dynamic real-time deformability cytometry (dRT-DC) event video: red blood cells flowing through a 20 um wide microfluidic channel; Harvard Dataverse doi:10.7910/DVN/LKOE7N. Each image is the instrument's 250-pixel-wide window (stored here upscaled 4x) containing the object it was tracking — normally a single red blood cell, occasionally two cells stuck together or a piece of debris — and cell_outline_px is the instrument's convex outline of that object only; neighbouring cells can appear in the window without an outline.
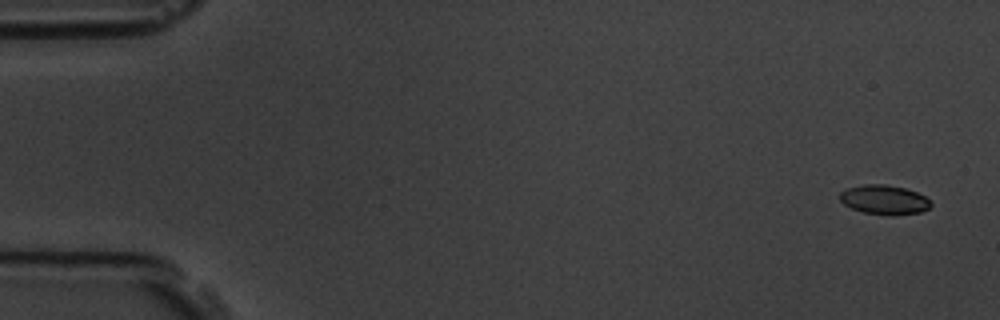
{"species": "common noctule bat (a hibernating species)", "species_latin": "Nyctalus noctula", "temperature_condition": "room temperature", "stored_images_in_passage": 5, "camera_frame_rate_fps": 3000, "um_per_image_px": 0.085, "animal": {"sex": "male", "body_mass_g": 19.5, "forearm_length_mm": 54.6}, "frame": {"image": 1, "passage_image": 1, "time_ms": 0.0, "image_size_px": [1000, 320], "cell_outline_px": [[932, 204], [928, 208], [920, 212], [892, 216], [864, 212], [852, 208], [844, 204], [840, 200], [840, 192], [848, 188], [864, 184], [884, 184], [904, 188], [916, 192], [924, 196]], "centroid_in_image_um": [75.15, 16.98], "position_along_channel_um": 9.8, "area_um2": 15.43}}
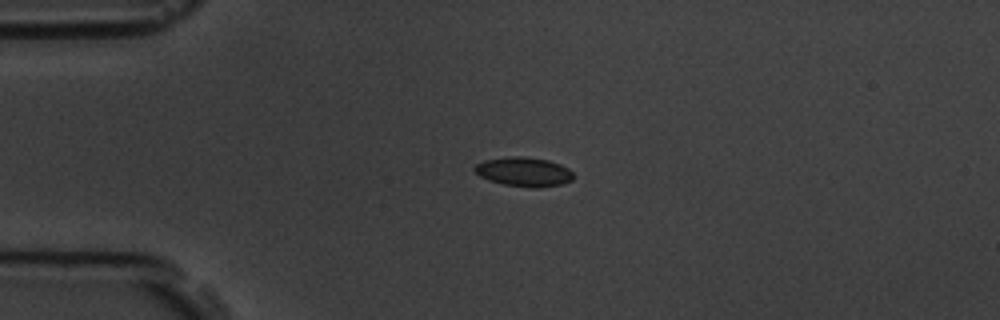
{"frame": {"image": 2, "passage_image": 4, "time_ms": 3.667, "image_size_px": [1000, 320], "cell_outline_px": [[572, 180], [560, 184], [536, 188], [532, 188], [504, 184], [488, 180], [480, 176], [472, 168], [476, 164], [484, 160], [508, 156], [520, 156], [548, 160], [560, 164], [568, 168], [572, 172]], "centroid_in_image_um": [44.5, 14.59], "position_along_channel_um": 40.5, "area_um2": 16.76}}